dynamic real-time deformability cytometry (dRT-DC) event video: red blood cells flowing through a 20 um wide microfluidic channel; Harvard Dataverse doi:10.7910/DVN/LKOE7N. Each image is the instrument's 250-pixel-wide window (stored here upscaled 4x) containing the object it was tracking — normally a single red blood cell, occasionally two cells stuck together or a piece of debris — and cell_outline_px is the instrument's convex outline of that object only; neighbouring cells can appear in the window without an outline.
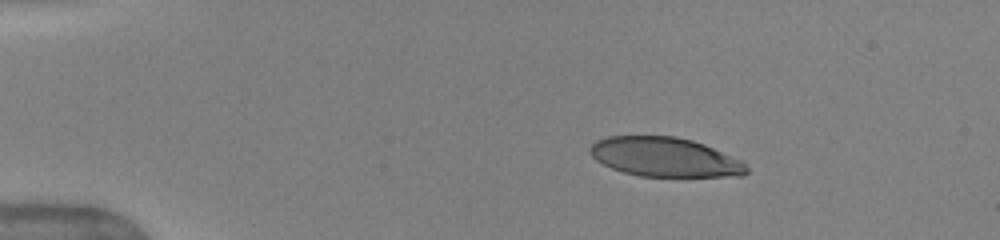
{"species": "human", "species_latin": "Homo sapiens", "temperature_condition": "warm", "stored_images_in_passage": 42, "camera_frame_rate_fps": 3000, "um_per_image_px": 0.085, "donor": {"sex": "female"}, "frame": {"image": 1, "passage_image": 1, "time_ms": 0.0, "image_size_px": [1000, 240], "cell_outline_px": [[748, 172], [744, 176], [640, 176], [624, 172], [612, 168], [596, 160], [588, 152], [588, 148], [596, 140], [608, 136], [676, 136], [692, 140], [704, 144], [740, 160], [748, 168]], "centroid_in_image_um": [56.48, 13.34], "position_along_channel_um": 28.5, "area_um2": 35.72}}
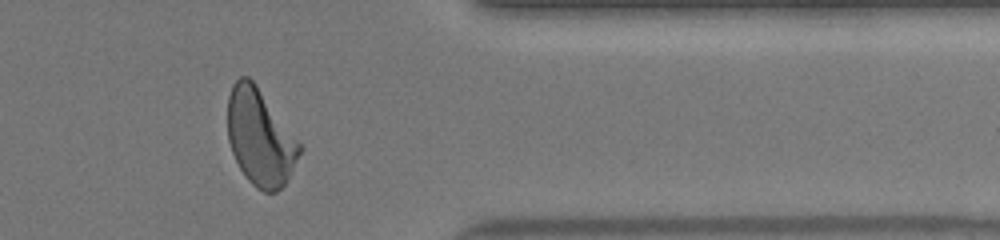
{"frame": {"image": 2, "passage_image": 34, "time_ms": 11.0, "image_size_px": [1000, 240], "cell_outline_px": [[300, 152], [284, 184], [276, 192], [264, 192], [256, 188], [248, 180], [240, 168], [232, 152], [228, 140], [228, 96], [232, 84], [240, 76], [248, 76], [256, 84], [300, 144]], "centroid_in_image_um": [22.06, 11.67], "position_along_channel_um": 389.3, "area_um2": 39.59}}
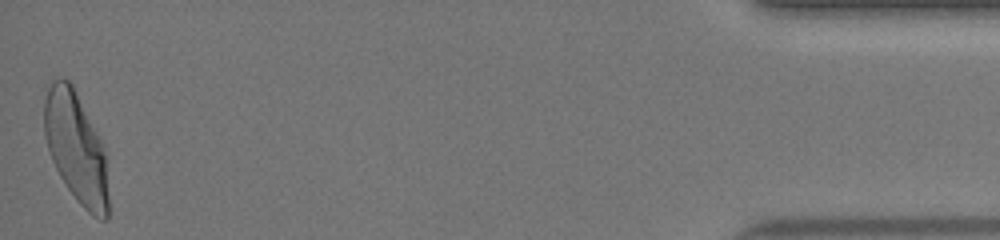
{"frame": {"image": 3, "passage_image": 42, "time_ms": 13.667, "image_size_px": [1000, 240], "cell_outline_px": [[108, 220], [100, 220], [92, 216], [80, 204], [68, 188], [60, 176], [52, 160], [48, 148], [44, 132], [44, 100], [48, 88], [52, 80], [60, 76], [68, 80], [72, 84], [108, 156]], "centroid_in_image_um": [6.49, 12.58], "position_along_channel_um": 428.7, "area_um2": 41.5}, "authors_computed_cell_mechanics": {"area_um2": 40.1999, "velocity_mm_per_s": 4.0662, "shape_relaxation_time_tau1_ms": 3.8732, "shape_relaxation_time_tau2_ms": 0.7931, "deformation_change_tau1": 0.1989, "deformation_change_tau2": 0.086}}